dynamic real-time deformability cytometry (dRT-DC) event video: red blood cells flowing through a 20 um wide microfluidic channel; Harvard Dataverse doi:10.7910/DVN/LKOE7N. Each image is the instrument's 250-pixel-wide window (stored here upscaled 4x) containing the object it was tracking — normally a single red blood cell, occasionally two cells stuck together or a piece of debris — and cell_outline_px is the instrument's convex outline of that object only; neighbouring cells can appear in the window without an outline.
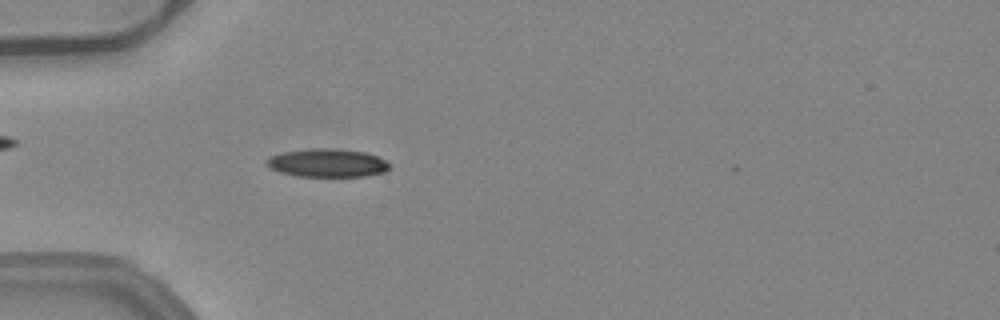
{"species": "common noctule bat (a hibernating species)", "species_latin": "Nyctalus noctula", "temperature_condition": "warm", "stored_images_in_passage": 37, "camera_frame_rate_fps": 3000, "um_per_image_px": 0.085, "animal": {"sex": "female", "body_mass_g": 24.6, "forearm_length_mm": 56.2}, "frame": {"image": 1, "passage_image": 1, "time_ms": 0.0, "image_size_px": [1000, 320], "cell_outline_px": [[388, 168], [384, 172], [368, 176], [296, 176], [280, 172], [264, 164], [264, 160], [272, 156], [284, 152], [312, 148], [332, 148], [364, 152], [376, 156], [384, 160], [388, 164]], "centroid_in_image_um": [27.79, 13.85], "position_along_channel_um": 57.2, "area_um2": 20.06}}
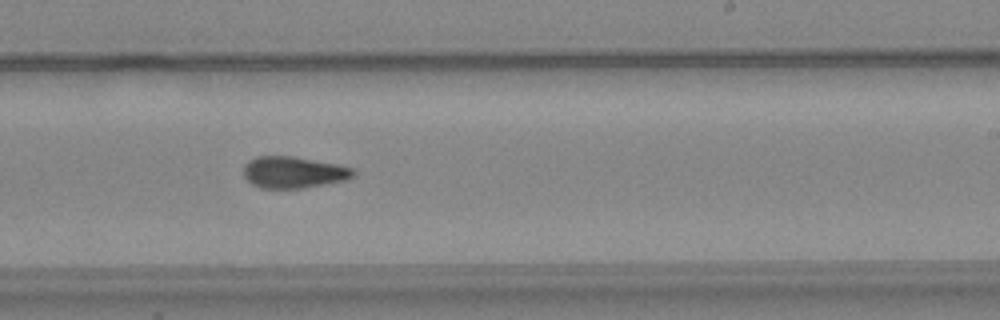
{"frame": {"image": 2, "passage_image": 17, "time_ms": 5.333, "image_size_px": [1000, 320], "cell_outline_px": [[356, 176], [348, 180], [300, 188], [260, 188], [252, 184], [244, 176], [244, 164], [248, 160], [256, 156], [292, 156], [336, 164], [352, 168], [356, 172]], "centroid_in_image_um": [24.95, 14.64], "position_along_channel_um": 264.0, "area_um2": 20.23}}
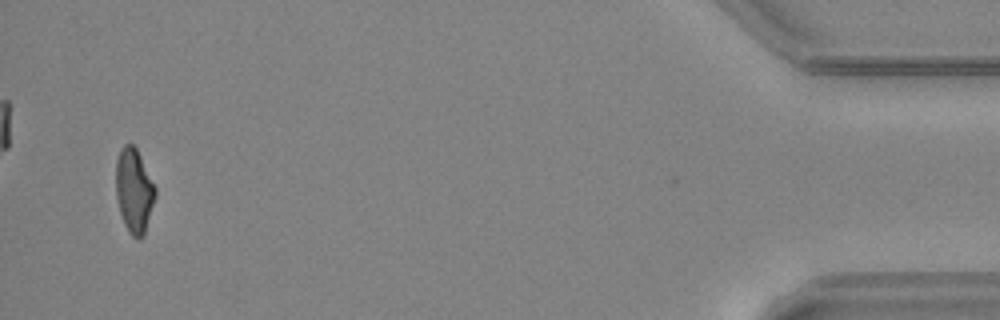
{"frame": {"image": 3, "passage_image": 35, "time_ms": 11.333, "image_size_px": [1000, 320], "cell_outline_px": [[156, 196], [144, 236], [136, 240], [128, 232], [124, 224], [120, 212], [116, 196], [116, 160], [120, 148], [124, 144], [132, 144], [136, 148], [156, 188]], "centroid_in_image_um": [11.39, 16.23], "position_along_channel_um": 423.8, "area_um2": 19.42}, "authors_computed_cell_mechanics": {"area_um2": 20.23, "velocity_mm_per_s": 4.0133, "shape_relaxation_time_tau1_ms": null, "shape_relaxation_time_tau2_ms": 3.6648, "deformation_change_tau1": null, "deformation_change_tau2": 0.1167}}